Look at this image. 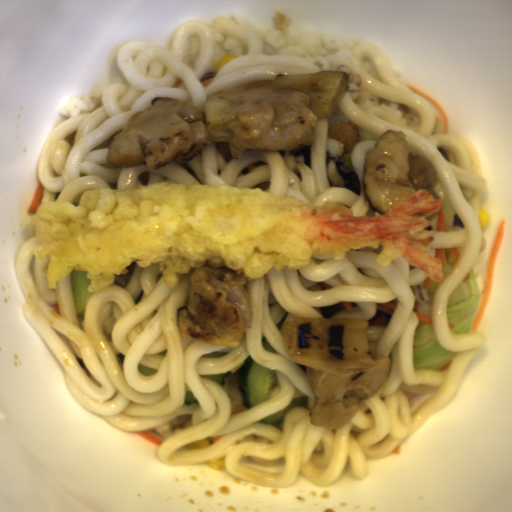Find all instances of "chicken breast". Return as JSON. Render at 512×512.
Returning <instances> with one entry per match:
<instances>
[{
	"label": "chicken breast",
	"instance_id": "cb542c10",
	"mask_svg": "<svg viewBox=\"0 0 512 512\" xmlns=\"http://www.w3.org/2000/svg\"><path fill=\"white\" fill-rule=\"evenodd\" d=\"M362 136L352 122L344 121L327 127V139L342 144L344 154H351L352 149L359 143Z\"/></svg>",
	"mask_w": 512,
	"mask_h": 512
}]
</instances>
